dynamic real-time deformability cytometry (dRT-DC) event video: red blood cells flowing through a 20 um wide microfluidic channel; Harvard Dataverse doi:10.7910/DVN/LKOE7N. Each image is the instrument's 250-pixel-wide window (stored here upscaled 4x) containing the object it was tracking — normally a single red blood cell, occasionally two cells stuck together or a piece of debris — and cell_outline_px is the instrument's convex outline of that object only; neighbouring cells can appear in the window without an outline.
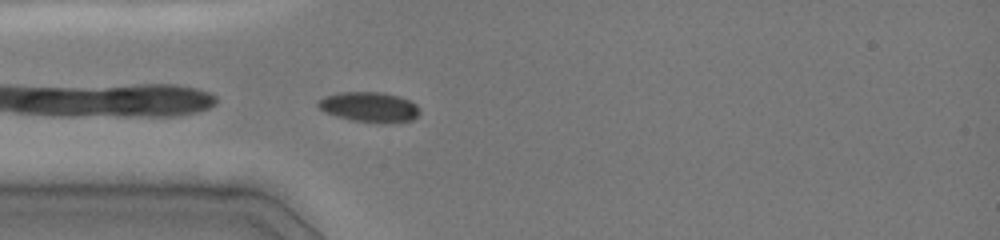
{"species": "common noctule bat (a hibernating species)", "species_latin": "Nyctalus noctula", "temperature_condition": "cold", "stored_images_in_passage": 30, "camera_frame_rate_fps": 3000, "um_per_image_px": 0.085, "animal": {"sex": "female", "body_mass_g": 19.0, "forearm_length_mm": 51.5}, "frame": {"image": 1, "passage_image": 1, "time_ms": 0.0, "image_size_px": [1000, 240], "cell_outline_px": [[420, 112], [412, 120], [392, 124], [384, 124], [352, 120], [336, 116], [324, 112], [316, 104], [316, 100], [324, 96], [340, 92], [384, 92], [400, 96], [416, 104], [420, 108]], "centroid_in_image_um": [31.4, 9.1], "position_along_channel_um": 53.6, "area_um2": 18.21}, "authors_computed_cell_mechanics": {"area_um2": 17.7446, "velocity_mm_per_s": 3.9934, "shape_relaxation_time_tau1_ms": 2.0531, "shape_relaxation_time_tau2_ms": null, "deformation_change_tau1": 0.0408, "deformation_change_tau2": null}}